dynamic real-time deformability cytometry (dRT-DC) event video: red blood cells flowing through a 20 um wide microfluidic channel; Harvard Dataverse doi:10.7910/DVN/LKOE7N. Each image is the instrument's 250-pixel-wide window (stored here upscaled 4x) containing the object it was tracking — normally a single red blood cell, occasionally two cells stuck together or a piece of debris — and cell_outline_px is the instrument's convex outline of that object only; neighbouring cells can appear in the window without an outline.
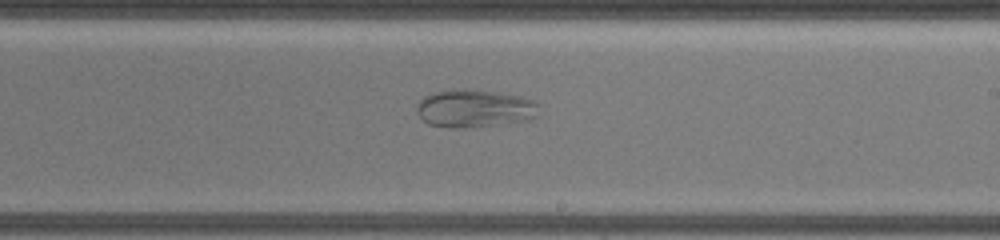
{"species": "common noctule bat (a hibernating species)", "species_latin": "Nyctalus noctula", "temperature_condition": "warm", "stored_images_in_passage": 39, "camera_frame_rate_fps": 3000, "um_per_image_px": 0.085, "animal": {"sex": "female", "body_mass_g": 19.5, "forearm_length_mm": 54.1}, "frame": {"image": 1, "passage_image": 25, "time_ms": 8.0, "image_size_px": [1000, 240], "cell_outline_px": [[540, 116], [532, 120], [464, 128], [448, 128], [428, 124], [416, 112], [416, 108], [420, 100], [424, 96], [432, 92], [460, 88], [476, 88], [520, 96], [536, 100], [540, 104]], "centroid_in_image_um": [40.4, 9.2], "position_along_channel_um": 248.6, "area_um2": 27.8}}
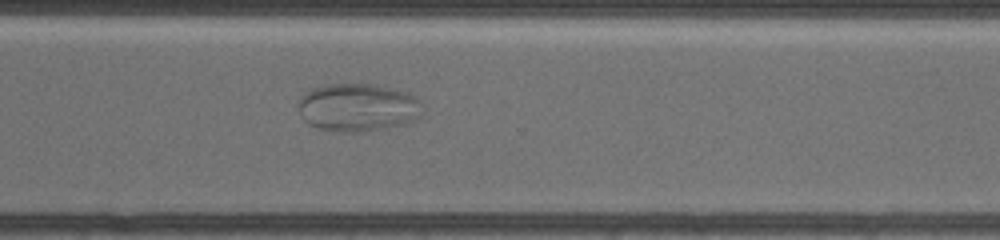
{"frame": {"image": 2, "passage_image": 33, "time_ms": 10.667, "image_size_px": [1000, 240], "cell_outline_px": [[420, 116], [404, 124], [384, 128], [360, 132], [336, 132], [320, 128], [308, 124], [300, 116], [300, 96], [304, 92], [312, 88], [324, 84], [372, 84], [392, 88], [408, 92], [420, 100]], "centroid_in_image_um": [30.39, 9.12], "position_along_channel_um": 340.2, "area_um2": 34.74}}
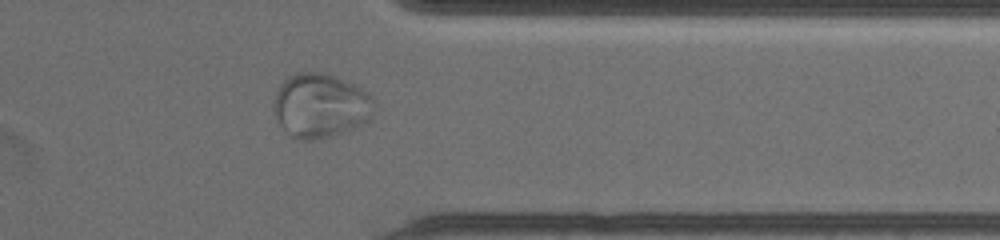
{"frame": {"image": 3, "passage_image": 37, "time_ms": 12.0, "image_size_px": [1000, 240], "cell_outline_px": [[372, 116], [368, 120], [352, 128], [320, 140], [296, 140], [276, 120], [276, 92], [280, 84], [288, 76], [296, 72], [324, 72], [348, 80], [368, 92], [372, 100]], "centroid_in_image_um": [27.24, 8.96], "position_along_channel_um": 384.2, "area_um2": 37.4}}